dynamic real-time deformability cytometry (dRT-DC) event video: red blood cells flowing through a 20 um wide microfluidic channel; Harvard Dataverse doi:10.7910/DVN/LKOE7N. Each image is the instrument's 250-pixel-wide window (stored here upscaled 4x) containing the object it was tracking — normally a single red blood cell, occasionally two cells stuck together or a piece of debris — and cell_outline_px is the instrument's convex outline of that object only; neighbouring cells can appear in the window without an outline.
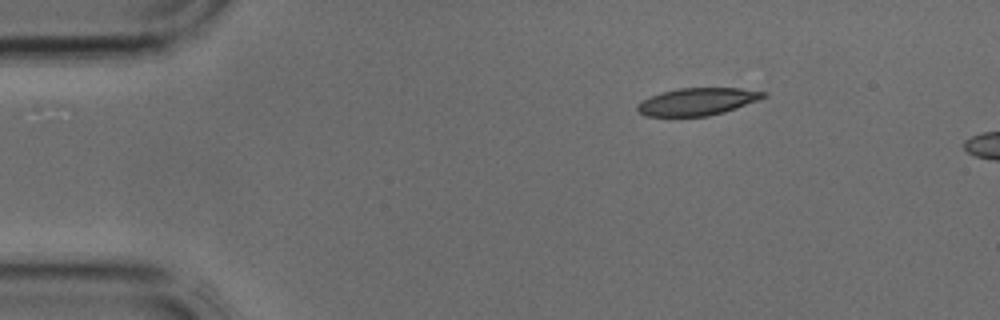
{"species": "common noctule bat (a hibernating species)", "species_latin": "Nyctalus noctula", "temperature_condition": "cold", "stored_images_in_passage": 2, "camera_frame_rate_fps": 3000, "um_per_image_px": 0.085, "animal": {"sex": "male", "body_mass_g": 17.9, "forearm_length_mm": 54.2}, "frame": {"image": 1, "passage_image": 1, "time_ms": 0.0, "image_size_px": [1000, 320], "cell_outline_px": [[768, 96], [760, 100], [724, 112], [708, 116], [644, 116], [636, 108], [644, 100], [660, 92], [676, 88], [740, 88], [768, 92]], "centroid_in_image_um": [59.35, 8.63], "position_along_channel_um": 25.7, "area_um2": 20.11}}